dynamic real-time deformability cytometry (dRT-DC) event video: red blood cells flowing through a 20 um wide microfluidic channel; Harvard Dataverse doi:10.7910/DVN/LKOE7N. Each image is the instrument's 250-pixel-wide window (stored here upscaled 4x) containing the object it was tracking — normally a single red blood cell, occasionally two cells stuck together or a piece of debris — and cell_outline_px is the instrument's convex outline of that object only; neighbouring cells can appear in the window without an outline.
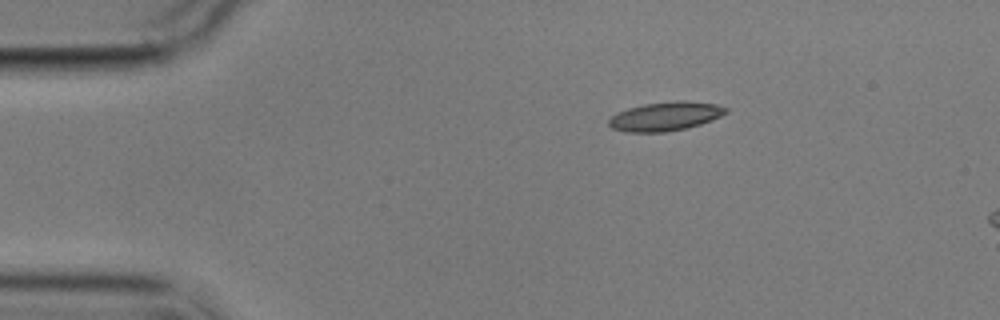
{"species": "common noctule bat (a hibernating species)", "species_latin": "Nyctalus noctula", "temperature_condition": "cold", "stored_images_in_passage": 3, "camera_frame_rate_fps": 3000, "um_per_image_px": 0.085, "animal": {"sex": "male", "body_mass_g": 17.9}, "frame": {"image": 1, "passage_image": 1, "time_ms": 0.0, "image_size_px": [1000, 320], "cell_outline_px": [[728, 112], [712, 120], [700, 124], [684, 128], [664, 132], [628, 132], [612, 128], [608, 124], [608, 120], [616, 112], [628, 108], [644, 104], [676, 100], [680, 100], [716, 104], [728, 108]], "centroid_in_image_um": [56.54, 9.88], "position_along_channel_um": 28.5, "area_um2": 19.65}}